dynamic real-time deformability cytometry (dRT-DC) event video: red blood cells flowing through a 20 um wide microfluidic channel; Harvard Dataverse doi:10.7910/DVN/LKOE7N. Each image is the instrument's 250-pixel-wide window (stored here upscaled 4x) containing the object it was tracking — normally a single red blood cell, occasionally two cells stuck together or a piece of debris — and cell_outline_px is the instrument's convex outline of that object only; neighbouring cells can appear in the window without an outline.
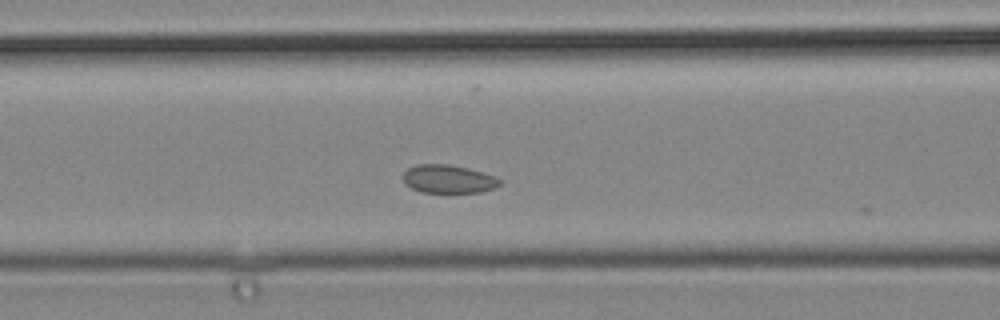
{"species": "common noctule bat (a hibernating species)", "species_latin": "Nyctalus noctula", "temperature_condition": "cold", "stored_images_in_passage": 13, "camera_frame_rate_fps": 3000, "um_per_image_px": 0.085, "animal": {"sex": "male", "body_mass_g": 19.2, "forearm_length_mm": 51.8}, "frame": {"image": 1, "passage_image": 6, "time_ms": 1.667, "image_size_px": [1000, 320], "cell_outline_px": [[500, 184], [492, 188], [480, 192], [420, 192], [404, 184], [404, 172], [408, 168], [416, 164], [448, 164], [468, 168], [496, 176], [500, 180]], "centroid_in_image_um": [38.08, 15.21], "position_along_channel_um": 128.5, "area_um2": 15.84}}
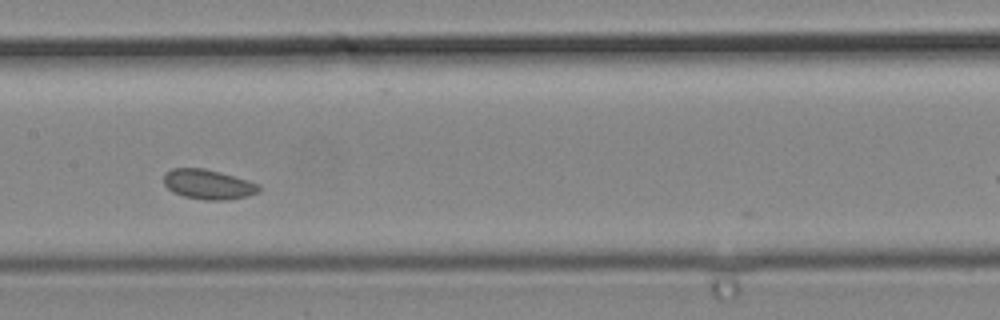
{"frame": {"image": 2, "passage_image": 10, "time_ms": 3.0, "image_size_px": [1000, 320], "cell_outline_px": [[260, 192], [248, 196], [224, 200], [204, 200], [184, 196], [172, 192], [164, 184], [164, 172], [172, 168], [204, 168], [220, 172], [248, 180], [260, 184]], "centroid_in_image_um": [17.7, 15.67], "position_along_channel_um": 189.7, "area_um2": 16.65}}
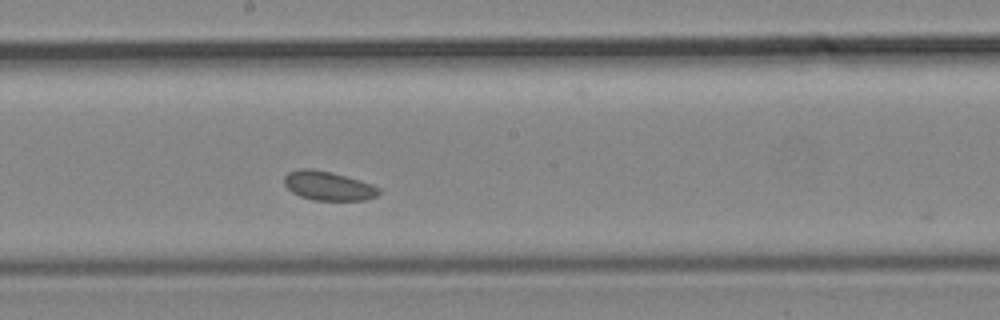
{"frame": {"image": 3, "passage_image": 12, "time_ms": 3.667, "image_size_px": [1000, 320], "cell_outline_px": [[380, 192], [376, 196], [364, 200], [312, 200], [300, 196], [292, 192], [284, 184], [284, 176], [288, 172], [296, 168], [312, 168], [332, 172], [360, 180], [372, 184], [380, 188]], "centroid_in_image_um": [27.87, 15.78], "position_along_channel_um": 220.3, "area_um2": 16.18}}